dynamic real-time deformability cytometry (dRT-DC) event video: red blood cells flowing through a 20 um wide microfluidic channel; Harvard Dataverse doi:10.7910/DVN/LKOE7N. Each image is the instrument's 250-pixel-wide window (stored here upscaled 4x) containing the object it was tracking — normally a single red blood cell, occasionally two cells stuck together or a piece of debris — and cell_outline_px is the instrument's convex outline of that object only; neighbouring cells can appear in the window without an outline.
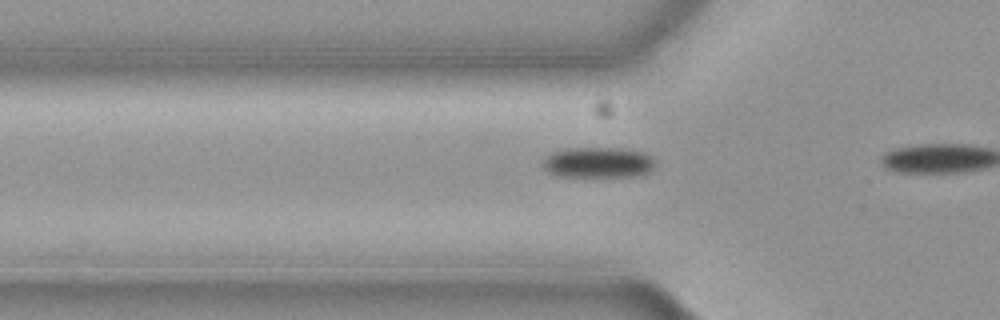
{"species": "common noctule bat (a hibernating species)", "species_latin": "Nyctalus noctula", "temperature_condition": "cold", "stored_images_in_passage": 4, "camera_frame_rate_fps": 3000, "um_per_image_px": 0.085, "animal": {"sex": "female", "body_mass_g": 19.3, "forearm_length_mm": 54.1}, "frame": {"image": 1, "passage_image": 2, "time_ms": 0.333, "image_size_px": [1000, 320], "cell_outline_px": [[656, 164], [648, 172], [636, 176], [556, 176], [540, 168], [540, 160], [544, 156], [552, 152], [564, 148], [620, 148], [644, 152], [652, 156], [656, 160]], "centroid_in_image_um": [50.77, 13.8], "position_along_channel_um": 75.0, "area_um2": 20.58}}